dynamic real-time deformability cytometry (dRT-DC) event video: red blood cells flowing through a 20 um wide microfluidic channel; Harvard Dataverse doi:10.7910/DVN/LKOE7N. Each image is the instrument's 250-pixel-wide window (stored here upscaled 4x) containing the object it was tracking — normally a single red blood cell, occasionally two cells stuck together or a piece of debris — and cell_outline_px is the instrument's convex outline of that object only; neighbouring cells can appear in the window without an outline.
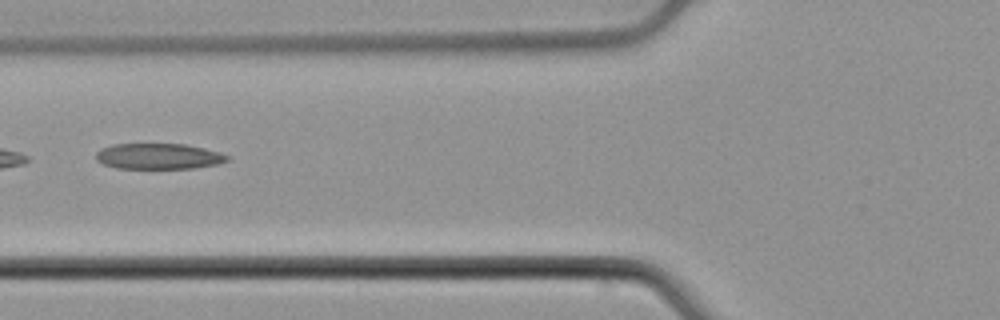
{"species": "common noctule bat (a hibernating species)", "species_latin": "Nyctalus noctula", "temperature_condition": "cold", "stored_images_in_passage": 6, "camera_frame_rate_fps": 3000, "um_per_image_px": 0.085, "animal": {"sex": "male", "body_mass_g": 21.5, "forearm_length_mm": 52.0}, "frame": {"image": 1, "passage_image": 5, "time_ms": 1.333, "image_size_px": [1000, 320], "cell_outline_px": [[228, 160], [216, 164], [192, 168], [116, 168], [104, 164], [96, 160], [96, 152], [100, 148], [112, 144], [184, 144], [204, 148], [220, 152], [228, 156]], "centroid_in_image_um": [13.44, 13.27], "position_along_channel_um": 112.4, "area_um2": 19.59}}
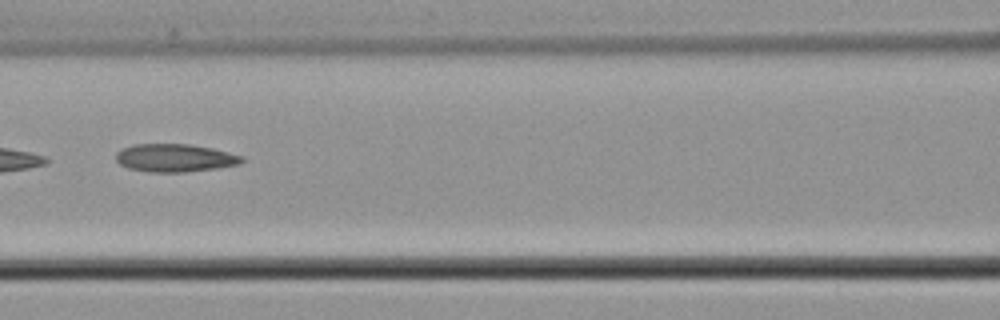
{"frame": {"image": 2, "passage_image": 6, "time_ms": 1.667, "image_size_px": [1000, 320], "cell_outline_px": [[244, 160], [240, 164], [216, 168], [184, 172], [148, 172], [128, 168], [120, 164], [116, 160], [116, 152], [120, 148], [132, 144], [188, 144], [212, 148], [244, 156]], "centroid_in_image_um": [14.84, 13.42], "position_along_channel_um": 151.8, "area_um2": 20.63}}